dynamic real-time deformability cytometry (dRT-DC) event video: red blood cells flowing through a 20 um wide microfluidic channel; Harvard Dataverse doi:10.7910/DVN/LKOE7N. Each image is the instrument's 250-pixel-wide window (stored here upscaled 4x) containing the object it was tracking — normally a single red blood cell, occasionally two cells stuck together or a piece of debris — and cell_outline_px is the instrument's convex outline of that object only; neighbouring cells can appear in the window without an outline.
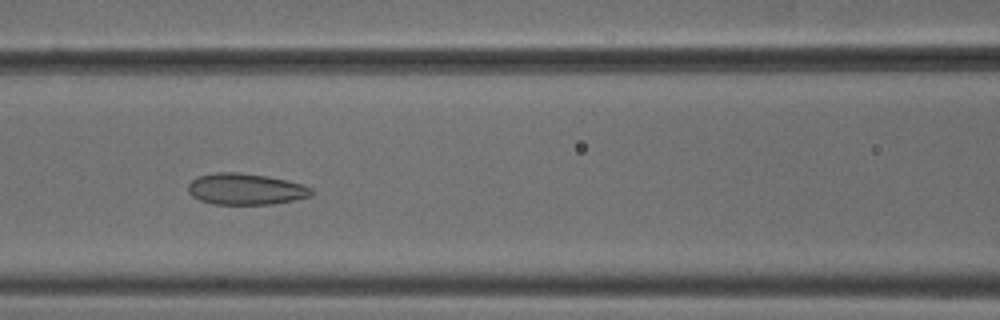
{"species": "common noctule bat (a hibernating species)", "species_latin": "Nyctalus noctula", "temperature_condition": "cold", "stored_images_in_passage": 53, "camera_frame_rate_fps": 3000, "um_per_image_px": 0.085, "animal": {"sex": "male", "body_mass_g": 18.8}, "frame": {"image": 1, "passage_image": 23, "time_ms": 7.333, "image_size_px": [1000, 320], "cell_outline_px": [[312, 196], [272, 204], [212, 204], [200, 200], [192, 196], [188, 192], [188, 184], [196, 176], [216, 172], [236, 172], [268, 176], [304, 184], [312, 188]], "centroid_in_image_um": [20.86, 16.06], "position_along_channel_um": 145.7, "area_um2": 22.6}}
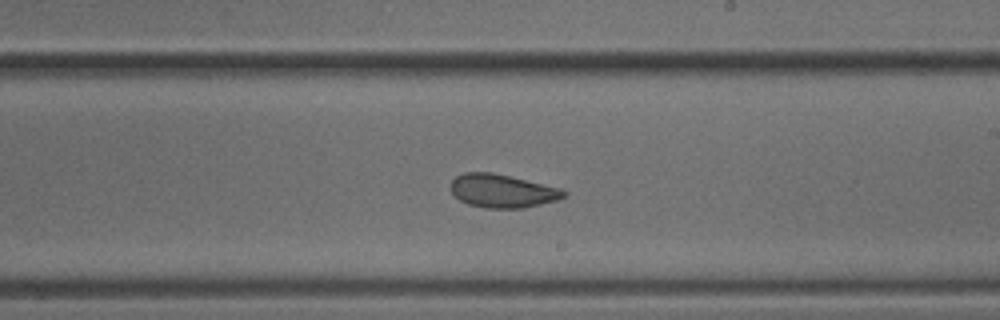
{"frame": {"image": 2, "passage_image": 31, "time_ms": 10.0, "image_size_px": [1000, 320], "cell_outline_px": [[568, 192], [564, 196], [556, 200], [540, 204], [520, 208], [488, 208], [468, 204], [460, 200], [452, 192], [452, 180], [456, 176], [464, 172], [492, 172], [560, 188]], "centroid_in_image_um": [42.68, 16.22], "position_along_channel_um": 246.3, "area_um2": 21.62}}
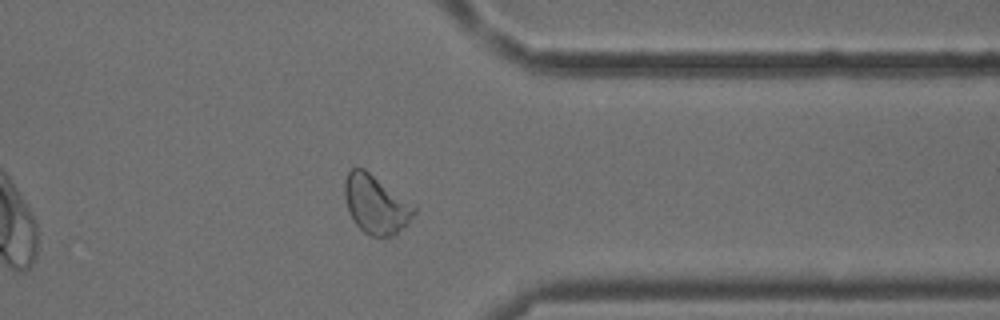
{"frame": {"image": 3, "passage_image": 42, "time_ms": 13.667, "image_size_px": [1000, 320], "cell_outline_px": [[416, 212], [408, 224], [404, 228], [392, 236], [372, 236], [364, 232], [356, 224], [348, 208], [344, 196], [344, 180], [348, 172], [352, 168], [364, 168], [416, 204]], "centroid_in_image_um": [31.99, 17.35], "position_along_channel_um": 379.4, "area_um2": 23.93}, "authors_computed_cell_mechanics": {"area_um2": 24.6228, "velocity_mm_per_s": 3.7769, "shape_relaxation_time_tau1_ms": 9.6092, "shape_relaxation_time_tau2_ms": 1.3626, "deformation_change_tau1": 0.1266, "deformation_change_tau2": 0.0735}}